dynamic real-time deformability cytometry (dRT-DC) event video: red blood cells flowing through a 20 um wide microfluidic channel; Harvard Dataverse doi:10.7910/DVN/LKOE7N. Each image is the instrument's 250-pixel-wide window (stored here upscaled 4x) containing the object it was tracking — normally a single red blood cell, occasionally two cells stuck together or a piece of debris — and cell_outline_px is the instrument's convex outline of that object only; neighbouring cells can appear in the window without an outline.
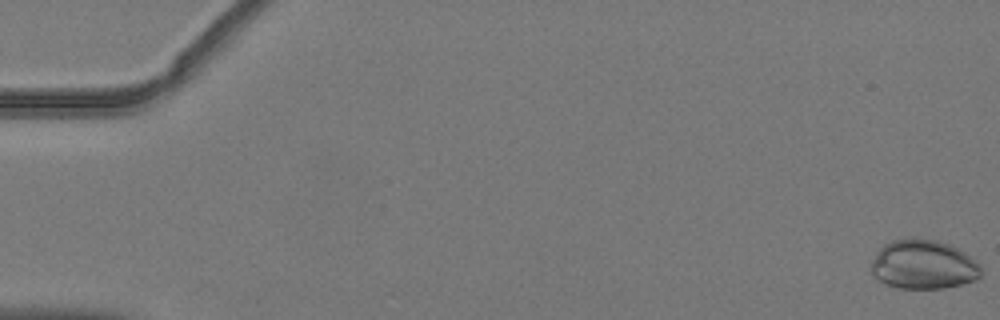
{"species": "common noctule bat (a hibernating species)", "species_latin": "Nyctalus noctula", "temperature_condition": "warm", "stored_images_in_passage": 52, "camera_frame_rate_fps": 3000, "um_per_image_px": 0.085, "animal": {"sex": "male", "body_mass_g": 19.2, "forearm_length_mm": 51.8}, "frame": {"image": 1, "passage_image": 1, "time_ms": 0.0, "image_size_px": [1000, 320], "cell_outline_px": [[984, 272], [976, 280], [944, 288], [900, 288], [884, 284], [876, 280], [872, 276], [868, 268], [876, 252], [884, 244], [892, 240], [940, 240], [964, 252], [976, 260], [980, 264]], "centroid_in_image_um": [78.47, 22.52], "position_along_channel_um": 6.5, "area_um2": 31.67}}
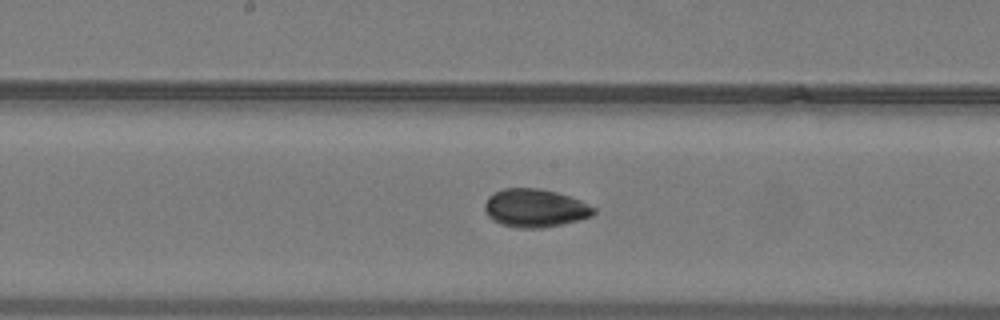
{"frame": {"image": 2, "passage_image": 28, "time_ms": 9.0, "image_size_px": [1000, 320], "cell_outline_px": [[596, 212], [592, 216], [544, 228], [516, 228], [500, 224], [492, 220], [484, 212], [484, 204], [488, 196], [504, 188], [540, 188], [556, 192], [580, 200], [596, 208]], "centroid_in_image_um": [45.44, 17.69], "position_along_channel_um": 202.8, "area_um2": 24.33}}
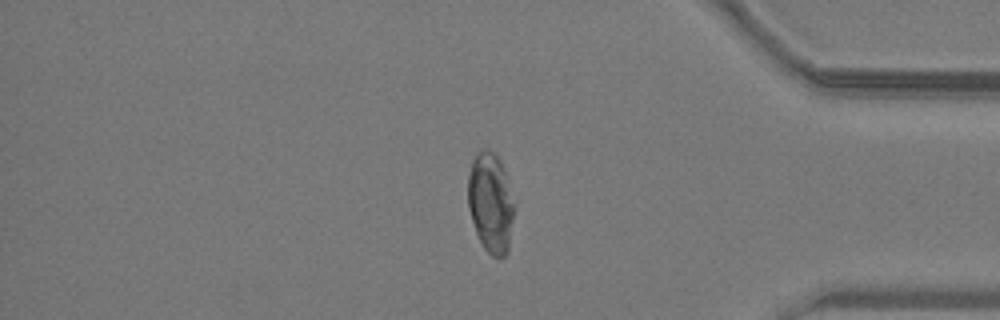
{"frame": {"image": 3, "passage_image": 44, "time_ms": 14.333, "image_size_px": [1000, 320], "cell_outline_px": [[516, 204], [508, 252], [500, 260], [492, 256], [484, 248], [476, 232], [468, 208], [468, 176], [472, 160], [476, 152], [488, 148], [500, 160], [504, 168], [516, 200]], "centroid_in_image_um": [41.74, 17.24], "position_along_channel_um": 393.5, "area_um2": 27.63}}